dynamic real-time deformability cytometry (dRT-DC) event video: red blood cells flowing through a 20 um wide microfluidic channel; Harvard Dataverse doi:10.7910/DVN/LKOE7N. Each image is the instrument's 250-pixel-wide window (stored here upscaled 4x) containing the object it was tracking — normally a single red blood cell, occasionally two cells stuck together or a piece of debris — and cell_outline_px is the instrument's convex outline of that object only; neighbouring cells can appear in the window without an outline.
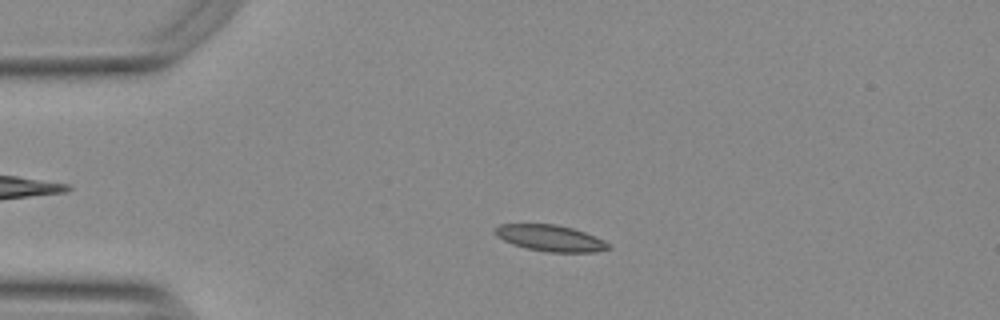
{"species": "Egyptian fruit bat (a non-hibernating species)", "species_latin": "Rousettus aegyptiacus", "temperature_condition": "warm", "stored_images_in_passage": 55, "camera_frame_rate_fps": 3000, "um_per_image_px": 0.085, "animal": {"sex": "female"}, "frame": {"image": 1, "passage_image": 13, "time_ms": 4.0, "image_size_px": [1000, 320], "cell_outline_px": [[612, 248], [596, 252], [548, 252], [528, 248], [512, 244], [504, 240], [496, 232], [496, 228], [500, 224], [556, 224], [572, 228], [584, 232], [604, 240]], "centroid_in_image_um": [46.83, 20.24], "position_along_channel_um": 38.2, "area_um2": 17.05}}
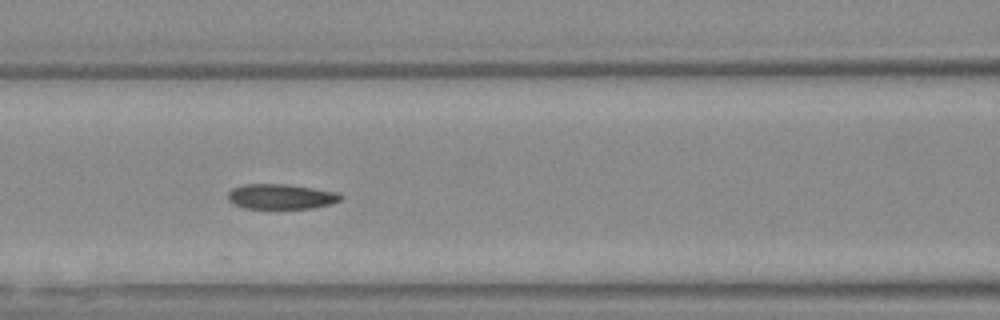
{"frame": {"image": 2, "passage_image": 24, "time_ms": 7.667, "image_size_px": [1000, 320], "cell_outline_px": [[340, 200], [332, 204], [312, 208], [244, 208], [232, 204], [228, 200], [228, 192], [232, 188], [244, 184], [284, 184], [312, 188], [336, 192], [340, 196]], "centroid_in_image_um": [23.82, 16.71], "position_along_channel_um": 142.8, "area_um2": 16.36}}
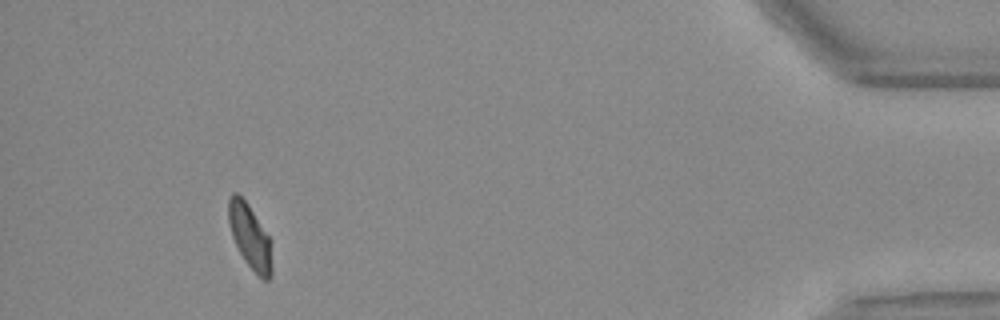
{"frame": {"image": 3, "passage_image": 51, "time_ms": 16.667, "image_size_px": [1000, 320], "cell_outline_px": [[272, 276], [268, 280], [264, 280], [244, 260], [232, 236], [228, 220], [228, 200], [232, 192], [236, 192], [248, 204], [268, 236], [272, 264]], "centroid_in_image_um": [21.22, 20.09], "position_along_channel_um": 414.0, "area_um2": 15.84}, "authors_computed_cell_mechanics": {"area_um2": 16.8198, "velocity_mm_per_s": 3.7461, "shape_relaxation_time_tau1_ms": 5.328, "shape_relaxation_time_tau2_ms": 1.8508, "deformation_change_tau1": 0.1374, "deformation_change_tau2": 0.0696}}